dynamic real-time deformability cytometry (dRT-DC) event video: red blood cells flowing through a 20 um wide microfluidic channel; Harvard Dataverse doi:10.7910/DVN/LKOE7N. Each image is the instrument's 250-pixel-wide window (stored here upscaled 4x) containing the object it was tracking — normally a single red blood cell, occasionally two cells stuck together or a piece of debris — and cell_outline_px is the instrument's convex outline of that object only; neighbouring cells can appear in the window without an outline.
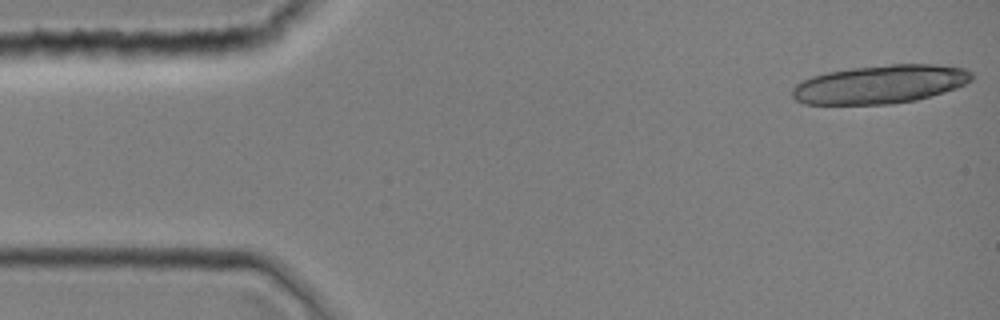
{"species": "common noctule bat (a hibernating species)", "species_latin": "Nyctalus noctula", "temperature_condition": "room temperature", "stored_images_in_passage": 11, "camera_frame_rate_fps": 3000, "um_per_image_px": 0.085, "animal": {"sex": "female", "body_mass_g": 19.0, "forearm_length_mm": 51.5}, "frame": {"image": 1, "passage_image": 1, "time_ms": 0.0, "image_size_px": [1000, 320], "cell_outline_px": [[972, 80], [956, 88], [944, 92], [916, 100], [892, 104], [804, 104], [796, 100], [792, 96], [792, 88], [800, 80], [812, 76], [828, 72], [852, 68], [892, 64], [936, 64], [964, 68], [972, 72]], "centroid_in_image_um": [74.8, 7.16], "position_along_channel_um": 10.2, "area_um2": 40.34}}